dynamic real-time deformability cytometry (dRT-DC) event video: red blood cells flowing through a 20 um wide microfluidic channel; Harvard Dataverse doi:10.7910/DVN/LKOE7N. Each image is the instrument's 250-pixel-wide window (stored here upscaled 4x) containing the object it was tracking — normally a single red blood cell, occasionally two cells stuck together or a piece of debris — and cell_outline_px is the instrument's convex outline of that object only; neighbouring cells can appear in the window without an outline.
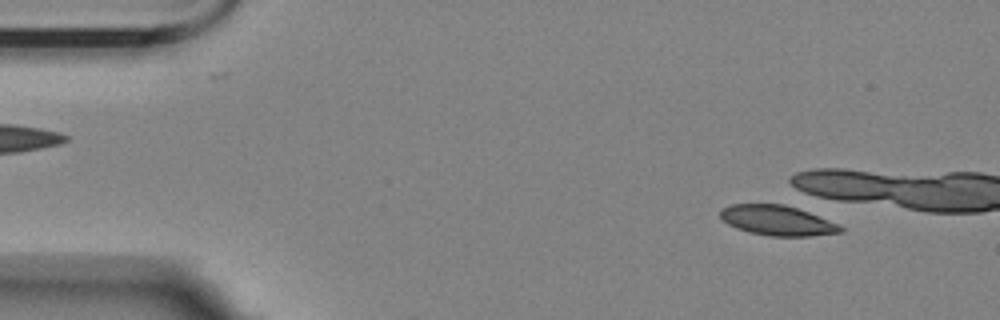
{"species": "Egyptian fruit bat (a non-hibernating species)", "species_latin": "Rousettus aegyptiacus", "temperature_condition": "room temperature", "stored_images_in_passage": 6, "camera_frame_rate_fps": 3000, "um_per_image_px": 0.085, "animal": {"sex": "female"}, "frame": {"image": 1, "passage_image": 5, "time_ms": 1.333, "image_size_px": [1000, 320], "cell_outline_px": [[844, 232], [812, 236], [768, 236], [748, 232], [736, 228], [728, 224], [720, 216], [720, 208], [732, 204], [784, 204], [808, 212], [836, 224], [844, 228]], "centroid_in_image_um": [66.04, 18.75], "position_along_channel_um": 19.0, "area_um2": 20.92}}